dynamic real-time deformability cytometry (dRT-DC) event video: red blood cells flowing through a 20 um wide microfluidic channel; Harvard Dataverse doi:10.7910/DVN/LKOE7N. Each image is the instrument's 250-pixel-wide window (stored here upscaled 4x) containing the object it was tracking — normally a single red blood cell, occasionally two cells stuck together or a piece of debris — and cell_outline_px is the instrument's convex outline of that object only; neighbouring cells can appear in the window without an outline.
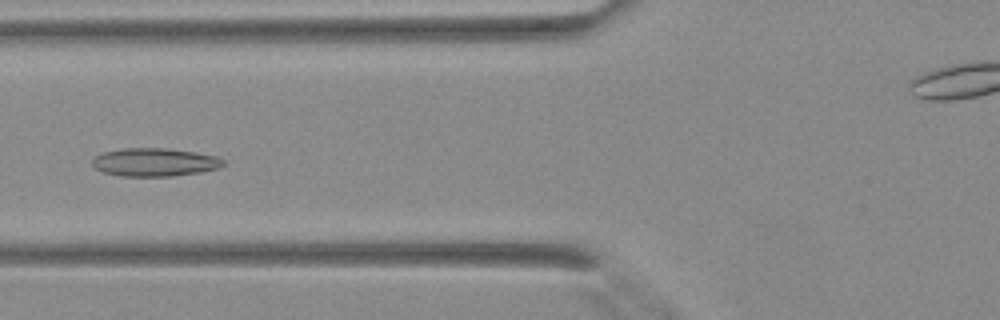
{"species": "Egyptian fruit bat (a non-hibernating species)", "species_latin": "Rousettus aegyptiacus", "temperature_condition": "warm", "stored_images_in_passage": 32, "camera_frame_rate_fps": 3000, "um_per_image_px": 0.085, "animal": {"sex": "female"}, "frame": {"image": 1, "passage_image": 14, "time_ms": 4.333, "image_size_px": [1000, 320], "cell_outline_px": [[224, 164], [216, 168], [200, 172], [172, 176], [120, 176], [104, 172], [96, 168], [92, 164], [92, 160], [96, 156], [104, 152], [120, 148], [168, 148], [196, 152], [216, 156], [224, 160]], "centroid_in_image_um": [13.13, 13.78], "position_along_channel_um": 112.7, "area_um2": 21.44}}
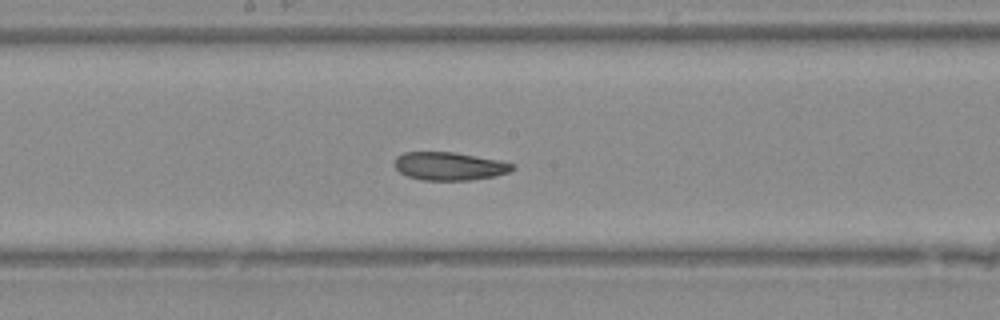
{"frame": {"image": 2, "passage_image": 20, "time_ms": 6.333, "image_size_px": [1000, 320], "cell_outline_px": [[516, 168], [508, 172], [492, 176], [468, 180], [420, 180], [408, 176], [400, 172], [392, 164], [396, 156], [404, 152], [456, 152], [500, 160], [516, 164]], "centroid_in_image_um": [38.18, 14.11], "position_along_channel_um": 210.0, "area_um2": 19.48}}
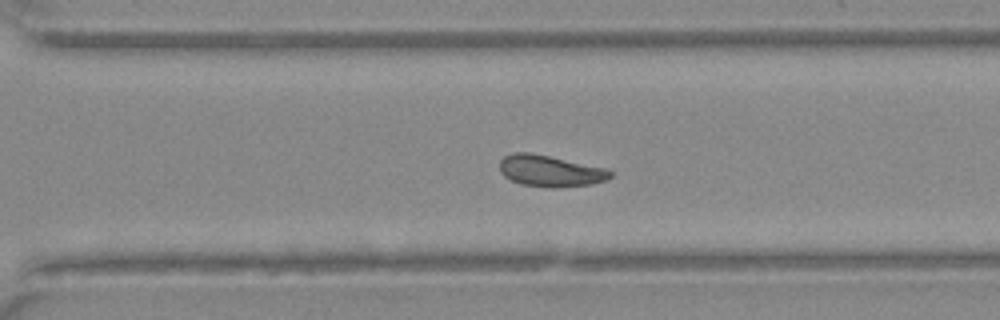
{"frame": {"image": 3, "passage_image": 27, "time_ms": 8.667, "image_size_px": [1000, 320], "cell_outline_px": [[612, 176], [608, 180], [592, 184], [556, 188], [548, 188], [520, 184], [504, 176], [500, 172], [500, 160], [504, 156], [512, 152], [528, 152], [548, 156], [604, 168], [612, 172]], "centroid_in_image_um": [46.74, 14.54], "position_along_channel_um": 323.9, "area_um2": 20.23}}